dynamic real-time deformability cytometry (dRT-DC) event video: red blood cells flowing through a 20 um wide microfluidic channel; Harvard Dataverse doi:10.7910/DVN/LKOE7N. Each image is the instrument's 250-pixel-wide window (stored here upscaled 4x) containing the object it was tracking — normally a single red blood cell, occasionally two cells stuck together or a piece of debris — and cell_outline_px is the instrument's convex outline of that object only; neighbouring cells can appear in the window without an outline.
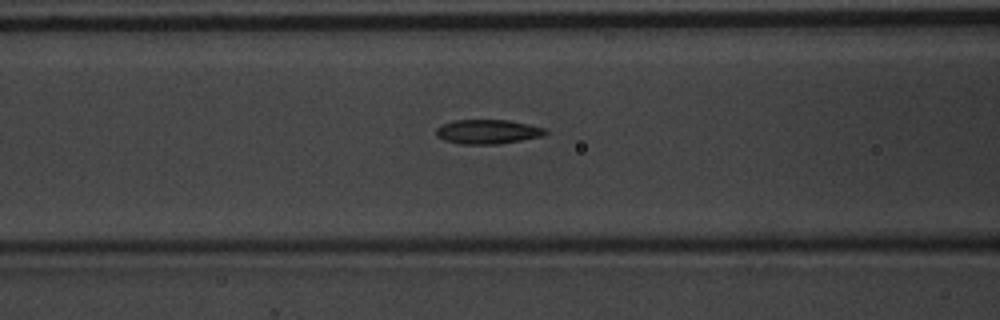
{"species": "common noctule bat (a hibernating species)", "species_latin": "Nyctalus noctula", "temperature_condition": "warm", "stored_images_in_passage": 44, "camera_frame_rate_fps": 3000, "um_per_image_px": 0.085, "animal": {"sex": "male", "body_mass_g": 20.1, "forearm_length_mm": 53.5}, "frame": {"image": 1, "passage_image": 15, "time_ms": 4.667, "image_size_px": [1000, 320], "cell_outline_px": [[548, 132], [544, 136], [496, 144], [460, 144], [444, 140], [436, 136], [436, 128], [440, 124], [456, 120], [508, 120], [528, 124], [544, 128]], "centroid_in_image_um": [41.42, 11.19], "position_along_channel_um": 125.2, "area_um2": 15.49}}
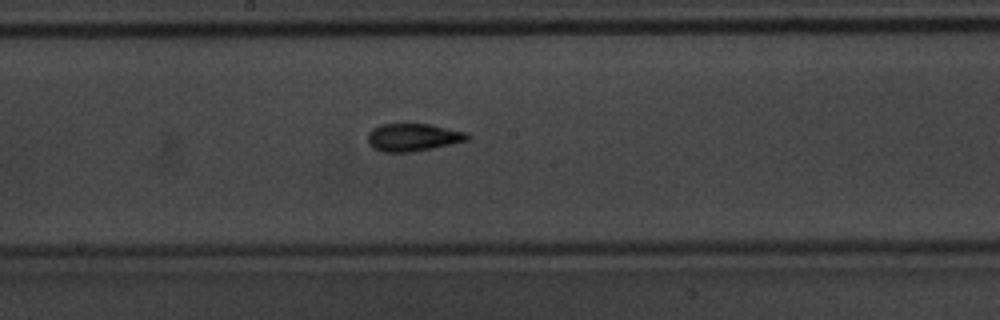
{"frame": {"image": 2, "passage_image": 22, "time_ms": 7.0, "image_size_px": [1000, 320], "cell_outline_px": [[472, 136], [468, 140], [432, 148], [408, 152], [380, 152], [372, 148], [368, 144], [368, 132], [372, 128], [380, 124], [432, 124], [468, 132]], "centroid_in_image_um": [35.1, 11.66], "position_along_channel_um": 213.1, "area_um2": 16.3}}
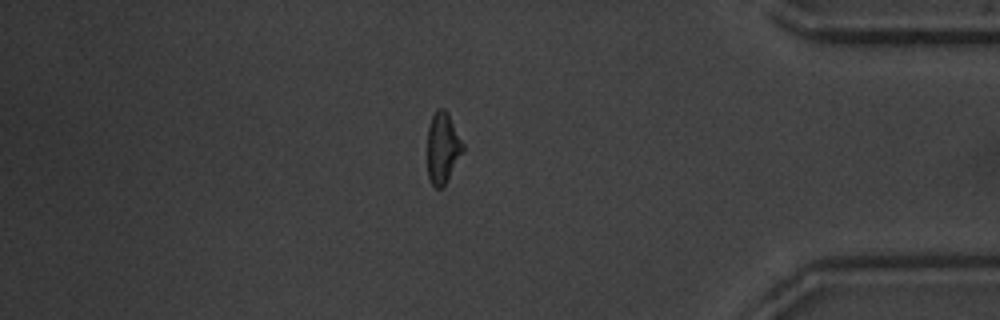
{"frame": {"image": 3, "passage_image": 39, "time_ms": 12.667, "image_size_px": [1000, 320], "cell_outline_px": [[464, 148], [444, 188], [436, 188], [432, 184], [428, 176], [428, 124], [436, 108], [444, 108], [448, 112], [464, 144]], "centroid_in_image_um": [37.63, 12.55], "position_along_channel_um": 397.6, "area_um2": 14.8}}